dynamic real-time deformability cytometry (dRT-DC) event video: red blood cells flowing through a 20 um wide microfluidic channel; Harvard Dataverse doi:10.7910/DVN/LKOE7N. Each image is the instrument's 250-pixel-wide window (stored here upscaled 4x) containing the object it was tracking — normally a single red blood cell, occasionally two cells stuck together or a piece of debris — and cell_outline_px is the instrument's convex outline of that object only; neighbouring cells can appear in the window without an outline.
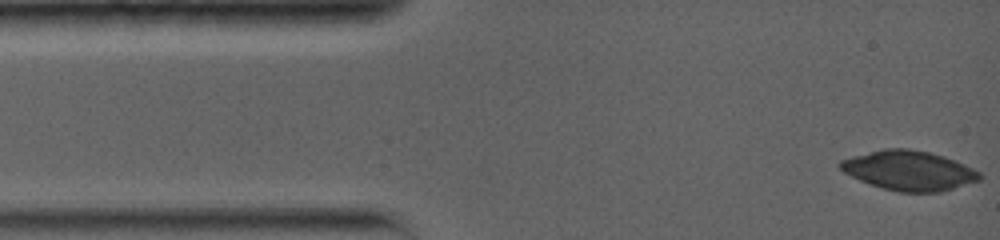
{"species": "common noctule bat (a hibernating species)", "species_latin": "Nyctalus noctula", "temperature_condition": "warm", "stored_images_in_passage": 40, "camera_frame_rate_fps": 5000, "um_per_image_px": 0.085, "animal": {"sex": "female", "body_mass_g": 19.0, "forearm_length_mm": 56.7}, "frame": {"image": 1, "passage_image": 1, "time_ms": 0.0, "image_size_px": [1000, 240], "cell_outline_px": [[984, 176], [980, 180], [940, 192], [900, 192], [884, 188], [860, 180], [844, 172], [836, 164], [840, 160], [852, 156], [884, 148], [908, 148], [928, 152], [944, 156], [964, 164], [980, 172]], "centroid_in_image_um": [77.27, 14.49], "position_along_channel_um": 7.7, "area_um2": 32.08}}
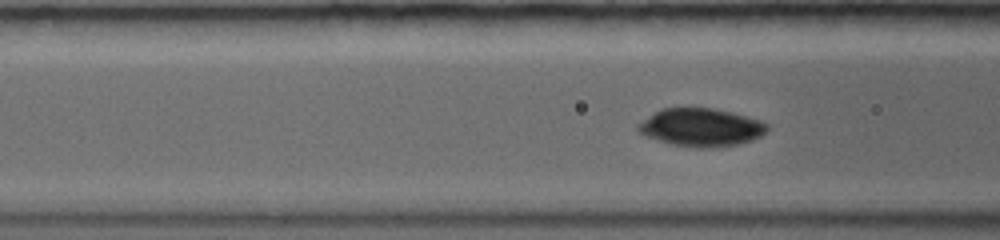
{"frame": {"image": 2, "passage_image": 18, "time_ms": 4.6, "image_size_px": [1000, 240], "cell_outline_px": [[768, 128], [760, 136], [752, 140], [736, 144], [708, 148], [696, 148], [672, 144], [648, 136], [640, 132], [636, 128], [636, 124], [660, 108], [684, 104], [688, 104], [712, 108], [732, 112], [760, 120], [768, 124]], "centroid_in_image_um": [59.54, 10.77], "position_along_channel_um": 107.1, "area_um2": 29.19}}
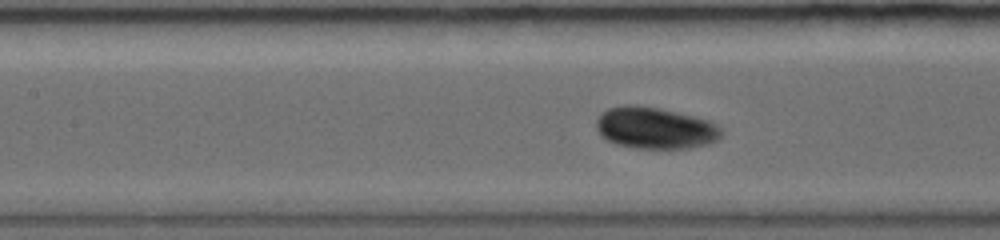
{"frame": {"image": 3, "passage_image": 23, "time_ms": 5.8, "image_size_px": [1000, 240], "cell_outline_px": [[724, 132], [716, 140], [708, 144], [688, 148], [636, 148], [616, 144], [604, 140], [600, 136], [596, 128], [596, 120], [600, 112], [608, 108], [624, 104], [640, 104], [660, 108], [712, 120]], "centroid_in_image_um": [55.65, 10.86], "position_along_channel_um": 151.8, "area_um2": 30.92}}